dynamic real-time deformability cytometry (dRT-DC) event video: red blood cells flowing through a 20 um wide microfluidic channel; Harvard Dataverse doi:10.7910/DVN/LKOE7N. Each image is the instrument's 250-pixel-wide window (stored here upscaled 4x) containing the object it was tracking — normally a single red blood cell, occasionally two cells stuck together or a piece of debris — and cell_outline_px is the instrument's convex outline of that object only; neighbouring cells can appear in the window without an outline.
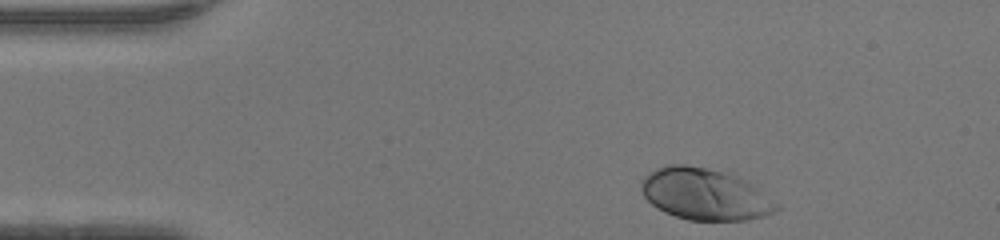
{"species": "human", "species_latin": "Homo sapiens", "temperature_condition": "warm", "stored_images_in_passage": 34, "camera_frame_rate_fps": 3000, "um_per_image_px": 0.085, "donor": {"sex": "female"}, "frame": {"image": 1, "passage_image": 1, "time_ms": 0.0, "image_size_px": [1000, 240], "cell_outline_px": [[780, 208], [764, 216], [748, 220], [688, 220], [664, 212], [656, 208], [644, 196], [640, 188], [640, 180], [644, 176], [656, 168], [664, 164], [684, 164], [736, 172], [780, 204]], "centroid_in_image_um": [59.93, 16.47], "position_along_channel_um": 25.1, "area_um2": 41.5}}
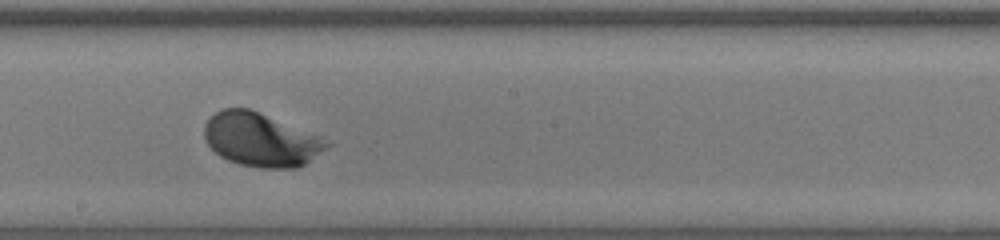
{"frame": {"image": 2, "passage_image": 20, "time_ms": 6.333, "image_size_px": [1000, 240], "cell_outline_px": [[332, 144], [304, 164], [296, 168], [260, 168], [240, 164], [228, 160], [220, 156], [208, 144], [204, 136], [204, 124], [220, 108], [248, 108], [316, 136]], "centroid_in_image_um": [22.1, 11.89], "position_along_channel_um": 226.1, "area_um2": 37.28}}
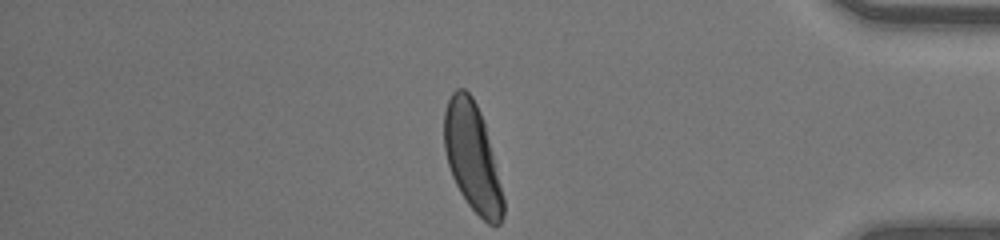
{"frame": {"image": 3, "passage_image": 34, "time_ms": 11.0, "image_size_px": [1000, 240], "cell_outline_px": [[504, 216], [500, 224], [488, 224], [468, 204], [460, 192], [452, 176], [448, 164], [444, 148], [444, 112], [448, 100], [452, 92], [456, 88], [464, 88], [472, 96], [480, 112], [484, 124], [492, 152], [504, 196]], "centroid_in_image_um": [40.14, 13.37], "position_along_channel_um": 395.1, "area_um2": 36.88}, "authors_computed_cell_mechanics": {"area_um2": 37.0209, "velocity_mm_per_s": 4.3268, "shape_relaxation_time_tau1_ms": 1.233, "shape_relaxation_time_tau2_ms": null, "deformation_change_tau1": 0.133, "deformation_change_tau2": null}}